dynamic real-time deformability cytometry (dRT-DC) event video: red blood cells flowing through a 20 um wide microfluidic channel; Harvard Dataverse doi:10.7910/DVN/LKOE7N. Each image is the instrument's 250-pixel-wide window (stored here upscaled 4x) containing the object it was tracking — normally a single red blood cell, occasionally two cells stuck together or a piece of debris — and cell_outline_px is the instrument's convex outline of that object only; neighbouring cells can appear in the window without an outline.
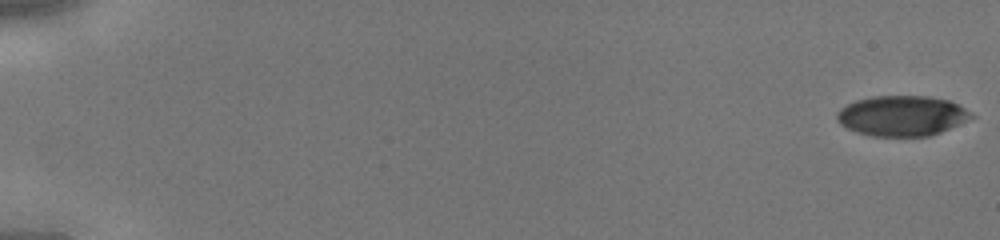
{"species": "human", "species_latin": "Homo sapiens", "temperature_condition": "cold", "stored_images_in_passage": 45, "camera_frame_rate_fps": 3000, "um_per_image_px": 0.085, "donor": {"sex": "male"}, "frame": {"image": 1, "passage_image": 1, "time_ms": 0.0, "image_size_px": [1000, 240], "cell_outline_px": [[976, 116], [940, 132], [928, 136], [872, 136], [848, 128], [840, 124], [836, 120], [836, 112], [840, 108], [856, 100], [872, 96], [928, 96], [948, 100], [964, 108]], "centroid_in_image_um": [76.64, 9.83], "position_along_channel_um": 8.4, "area_um2": 31.33}}
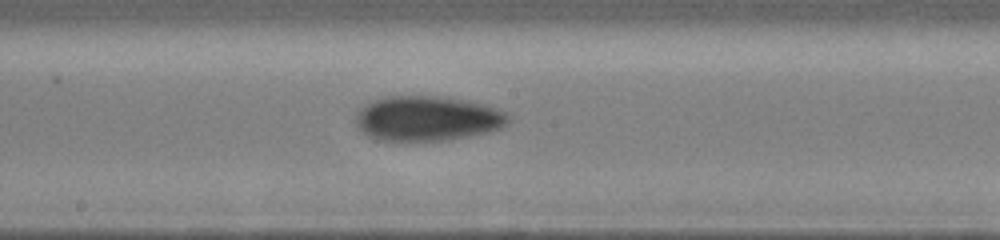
{"frame": {"image": 2, "passage_image": 26, "time_ms": 8.333, "image_size_px": [1000, 240], "cell_outline_px": [[508, 124], [500, 128], [488, 132], [468, 136], [440, 140], [376, 140], [368, 136], [356, 124], [356, 112], [364, 104], [372, 100], [384, 96], [444, 96], [468, 100], [484, 104], [504, 112], [508, 116]], "centroid_in_image_um": [36.29, 10.05], "position_along_channel_um": 211.9, "area_um2": 39.88}}
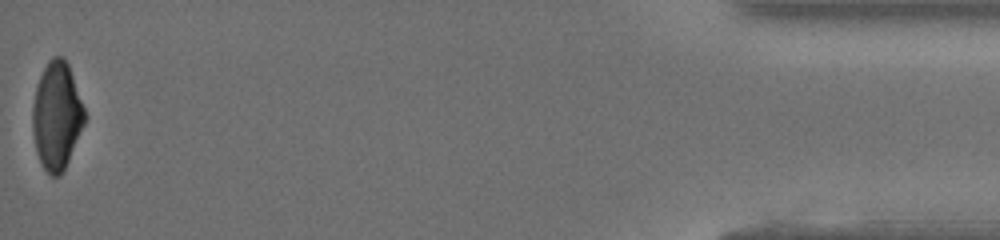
{"frame": {"image": 3, "passage_image": 45, "time_ms": 14.667, "image_size_px": [1000, 240], "cell_outline_px": [[88, 116], [68, 160], [60, 176], [52, 176], [44, 168], [36, 152], [32, 132], [32, 108], [36, 88], [40, 76], [48, 60], [52, 56], [64, 56], [68, 64]], "centroid_in_image_um": [4.83, 9.81], "position_along_channel_um": 430.4, "area_um2": 32.71}}